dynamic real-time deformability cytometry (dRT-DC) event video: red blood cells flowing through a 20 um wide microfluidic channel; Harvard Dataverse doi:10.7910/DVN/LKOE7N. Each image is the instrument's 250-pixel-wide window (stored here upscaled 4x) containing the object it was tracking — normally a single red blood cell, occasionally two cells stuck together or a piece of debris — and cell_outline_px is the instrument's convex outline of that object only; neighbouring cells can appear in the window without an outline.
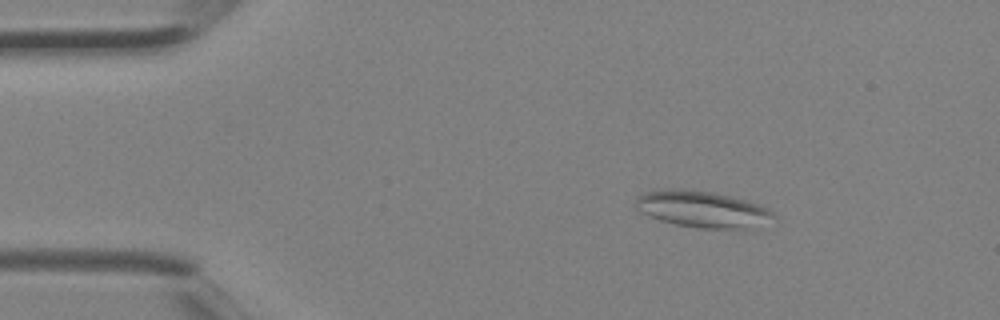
{"species": "Egyptian fruit bat (a non-hibernating species)", "species_latin": "Rousettus aegyptiacus", "temperature_condition": "room temperature", "stored_images_in_passage": 2, "camera_frame_rate_fps": 3000, "um_per_image_px": 0.085, "animal": {"sex": "female"}, "frame": {"image": 1, "passage_image": 1, "time_ms": 0.0, "image_size_px": [1000, 320], "cell_outline_px": [[776, 216], [756, 228], [696, 228], [676, 224], [660, 220], [648, 216], [640, 212], [636, 208], [636, 196], [644, 192], [672, 188], [680, 188], [712, 192], [732, 196], [768, 208]], "centroid_in_image_um": [59.66, 17.78], "position_along_channel_um": 25.3, "area_um2": 29.3}}